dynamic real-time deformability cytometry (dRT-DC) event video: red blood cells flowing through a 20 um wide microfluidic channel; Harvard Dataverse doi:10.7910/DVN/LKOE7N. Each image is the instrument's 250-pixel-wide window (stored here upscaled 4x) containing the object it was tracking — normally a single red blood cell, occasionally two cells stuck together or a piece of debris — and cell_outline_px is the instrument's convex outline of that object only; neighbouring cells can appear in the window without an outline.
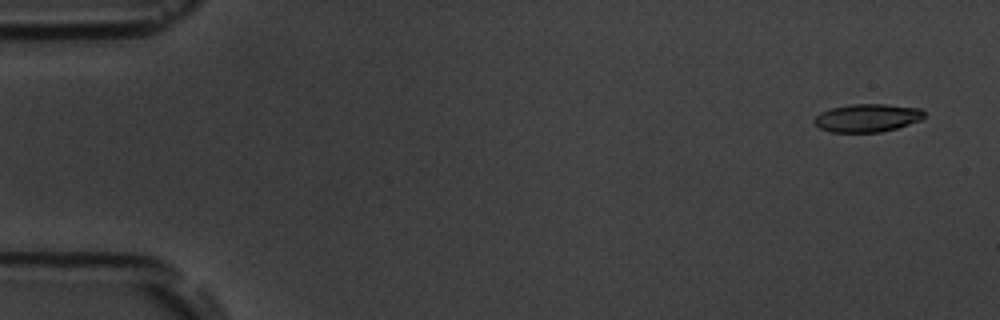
{"species": "common noctule bat (a hibernating species)", "species_latin": "Nyctalus noctula", "temperature_condition": "room temperature", "stored_images_in_passage": 5, "camera_frame_rate_fps": 3000, "um_per_image_px": 0.085, "animal": {"sex": "male", "body_mass_g": 19.5, "forearm_length_mm": 54.6}, "frame": {"image": 1, "passage_image": 1, "time_ms": 0.0, "image_size_px": [1000, 320], "cell_outline_px": [[924, 116], [920, 120], [896, 128], [880, 132], [828, 132], [820, 128], [812, 120], [820, 112], [832, 108], [852, 104], [884, 104], [920, 108], [924, 112]], "centroid_in_image_um": [73.69, 10.02], "position_along_channel_um": 11.3, "area_um2": 17.86}}
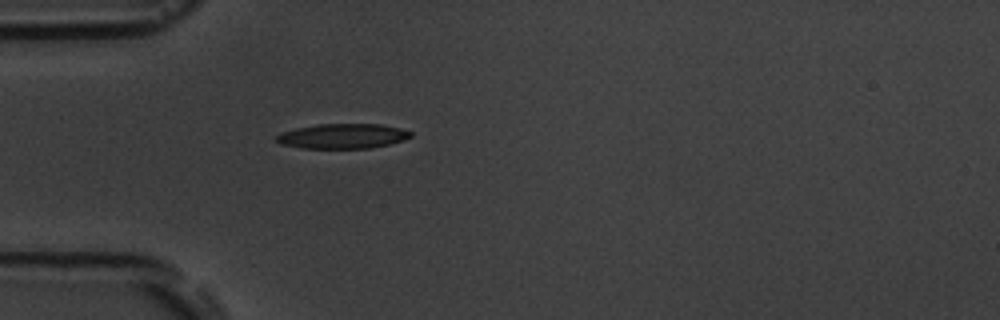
{"frame": {"image": 2, "passage_image": 5, "time_ms": 4.667, "image_size_px": [1000, 320], "cell_outline_px": [[412, 136], [404, 140], [372, 148], [300, 148], [280, 144], [276, 140], [276, 136], [280, 132], [296, 128], [316, 124], [380, 124], [400, 128], [412, 132]], "centroid_in_image_um": [29.1, 11.57], "position_along_channel_um": 55.9, "area_um2": 19.54}}